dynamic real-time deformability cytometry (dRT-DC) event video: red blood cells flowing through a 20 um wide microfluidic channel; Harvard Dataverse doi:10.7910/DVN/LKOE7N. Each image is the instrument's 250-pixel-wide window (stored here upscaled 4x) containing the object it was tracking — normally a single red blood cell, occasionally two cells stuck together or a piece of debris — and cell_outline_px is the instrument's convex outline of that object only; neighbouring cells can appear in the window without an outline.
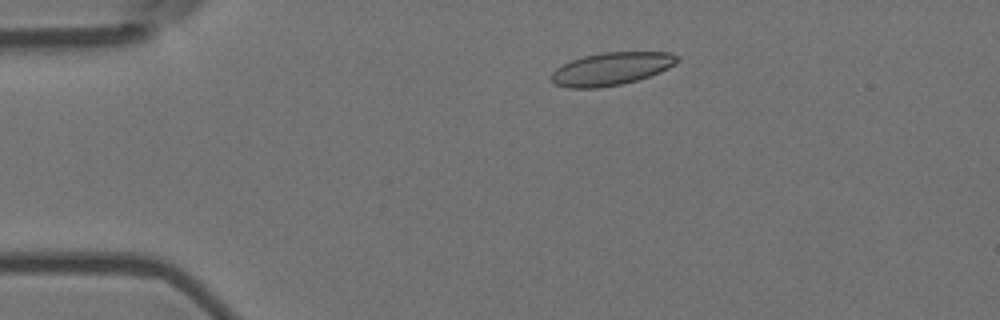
{"species": "Egyptian fruit bat (a non-hibernating species)", "species_latin": "Rousettus aegyptiacus", "temperature_condition": "room temperature", "stored_images_in_passage": 5, "camera_frame_rate_fps": 3000, "um_per_image_px": 0.085, "animal": {"sex": "female"}, "frame": {"image": 1, "passage_image": 2, "time_ms": 0.333, "image_size_px": [1000, 320], "cell_outline_px": [[680, 60], [668, 68], [660, 72], [636, 80], [620, 84], [600, 88], [568, 88], [552, 84], [548, 76], [556, 68], [572, 60], [584, 56], [604, 52], [668, 52], [680, 56]], "centroid_in_image_um": [51.92, 5.85], "position_along_channel_um": 33.1, "area_um2": 24.16}}
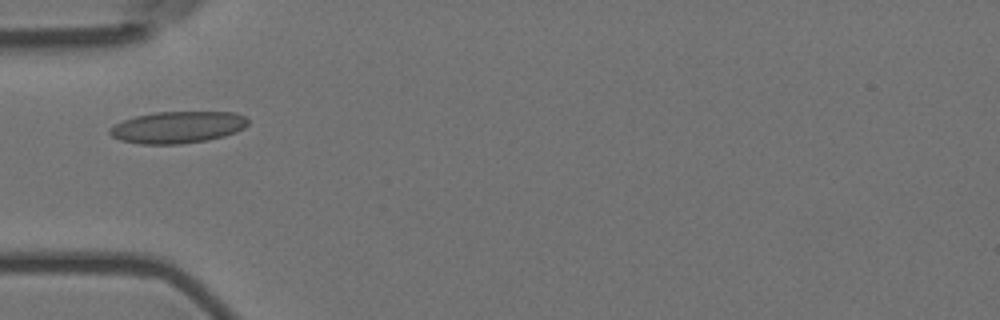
{"frame": {"image": 2, "passage_image": 4, "time_ms": 1.0, "image_size_px": [1000, 320], "cell_outline_px": [[248, 124], [244, 128], [236, 132], [224, 136], [208, 140], [180, 144], [140, 144], [120, 140], [112, 136], [108, 132], [108, 128], [124, 120], [136, 116], [156, 112], [236, 112], [244, 116], [248, 120]], "centroid_in_image_um": [15.11, 10.82], "position_along_channel_um": 69.9, "area_um2": 25.66}}